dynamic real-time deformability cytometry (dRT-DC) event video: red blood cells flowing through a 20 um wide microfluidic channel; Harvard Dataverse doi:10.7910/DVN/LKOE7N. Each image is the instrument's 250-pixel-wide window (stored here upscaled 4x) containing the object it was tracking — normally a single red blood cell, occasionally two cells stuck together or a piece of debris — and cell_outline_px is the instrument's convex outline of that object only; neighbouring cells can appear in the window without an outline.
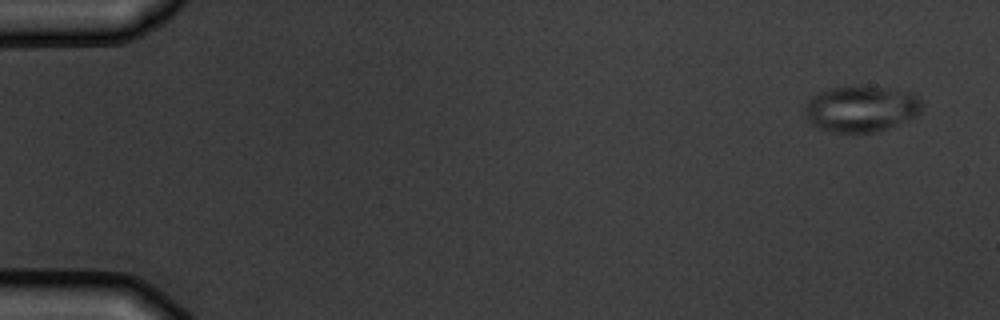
{"species": "common noctule bat (a hibernating species)", "species_latin": "Nyctalus noctula", "temperature_condition": "warm", "stored_images_in_passage": 5, "camera_frame_rate_fps": 3000, "um_per_image_px": 0.085, "animal": {"sex": "male", "body_mass_g": 19.5, "forearm_length_mm": 54.6}, "frame": {"image": 1, "passage_image": 1, "time_ms": 0.0, "image_size_px": [1000, 320], "cell_outline_px": [[924, 104], [920, 112], [916, 116], [880, 132], [852, 136], [820, 128], [812, 124], [804, 116], [804, 104], [812, 96], [820, 92], [832, 88], [856, 84], [884, 88], [908, 92], [916, 96]], "centroid_in_image_um": [73.17, 9.28], "position_along_channel_um": 11.8, "area_um2": 32.37}}